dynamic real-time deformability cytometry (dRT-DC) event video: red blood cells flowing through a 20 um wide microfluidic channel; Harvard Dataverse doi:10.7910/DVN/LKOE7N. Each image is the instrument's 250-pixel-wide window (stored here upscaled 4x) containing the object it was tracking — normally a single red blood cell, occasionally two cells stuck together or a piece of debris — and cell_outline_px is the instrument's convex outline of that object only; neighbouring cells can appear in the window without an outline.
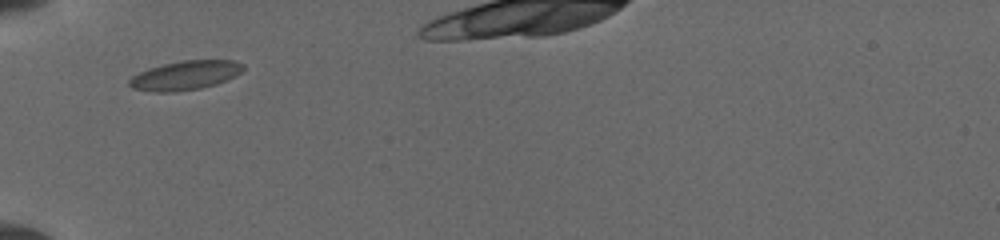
{"species": "common noctule bat (a hibernating species)", "species_latin": "Nyctalus noctula", "temperature_condition": "cold", "stored_images_in_passage": 11, "camera_frame_rate_fps": 3000, "um_per_image_px": 0.085, "animal": {"sex": "female", "body_mass_g": 19.5, "forearm_length_mm": 54.1}, "frame": {"image": 1, "passage_image": 1, "time_ms": 0.0, "image_size_px": [1000, 240], "cell_outline_px": [[244, 68], [236, 76], [216, 84], [200, 88], [176, 92], [156, 92], [132, 88], [128, 84], [128, 80], [132, 76], [148, 68], [164, 64], [184, 60], [236, 60], [244, 64]], "centroid_in_image_um": [15.75, 6.4], "position_along_channel_um": 69.2, "area_um2": 19.36}}
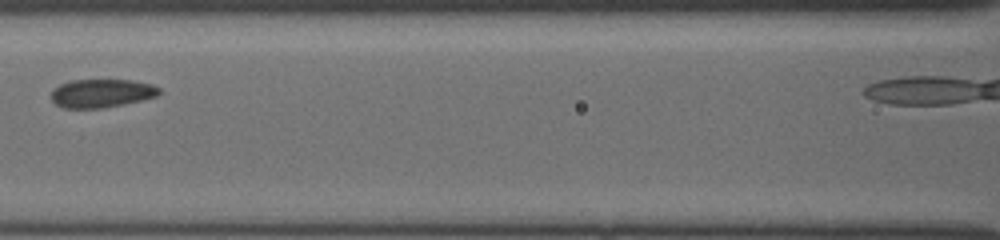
{"frame": {"image": 2, "passage_image": 4, "time_ms": 2.333, "image_size_px": [1000, 240], "cell_outline_px": [[160, 92], [156, 96], [124, 104], [100, 108], [64, 108], [56, 104], [52, 100], [52, 88], [60, 84], [72, 80], [132, 80], [152, 84], [160, 88]], "centroid_in_image_um": [8.62, 7.92], "position_along_channel_um": 158.0, "area_um2": 17.8}}
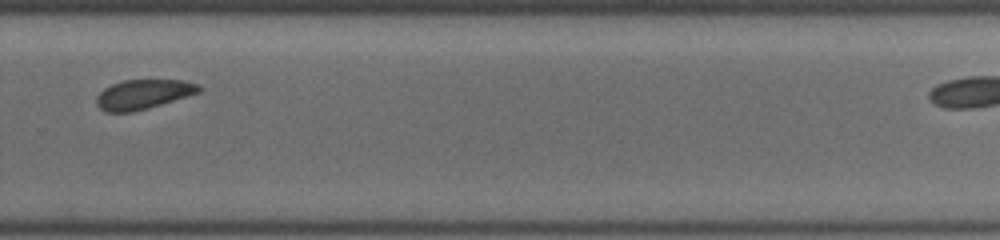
{"frame": {"image": 3, "passage_image": 9, "time_ms": 6.333, "image_size_px": [1000, 240], "cell_outline_px": [[200, 92], [160, 104], [132, 112], [108, 112], [100, 108], [96, 104], [96, 96], [104, 88], [112, 84], [124, 80], [184, 80], [200, 84]], "centroid_in_image_um": [12.16, 8.0], "position_along_channel_um": 317.6, "area_um2": 17.46}}